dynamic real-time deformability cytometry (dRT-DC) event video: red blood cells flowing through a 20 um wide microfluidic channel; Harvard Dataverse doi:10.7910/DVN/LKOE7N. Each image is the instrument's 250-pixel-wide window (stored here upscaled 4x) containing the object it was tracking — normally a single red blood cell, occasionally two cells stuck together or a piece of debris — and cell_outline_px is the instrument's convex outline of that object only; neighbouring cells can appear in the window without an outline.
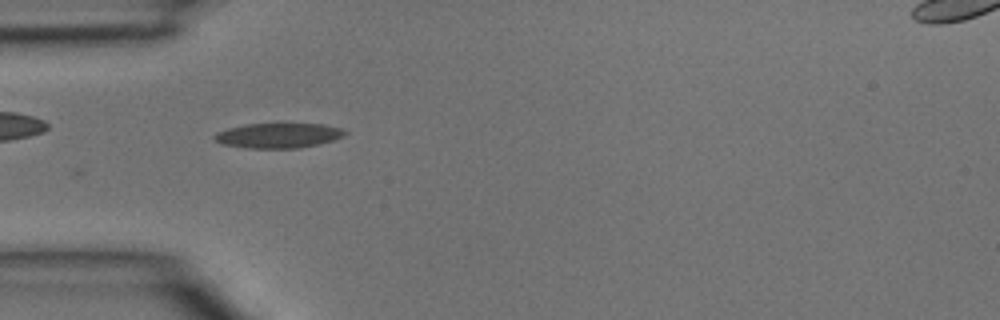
{"species": "common noctule bat (a hibernating species)", "species_latin": "Nyctalus noctula", "temperature_condition": "room temperature", "stored_images_in_passage": 6, "camera_frame_rate_fps": 3000, "um_per_image_px": 0.085, "animal": {"sex": "male", "body_mass_g": 15.6}, "frame": {"image": 1, "passage_image": 5, "time_ms": 1.333, "image_size_px": [1000, 320], "cell_outline_px": [[348, 132], [344, 136], [332, 140], [316, 144], [296, 148], [248, 148], [224, 144], [216, 140], [212, 136], [216, 132], [228, 128], [244, 124], [324, 124], [340, 128]], "centroid_in_image_um": [23.64, 11.51], "position_along_channel_um": 61.4, "area_um2": 18.73}}
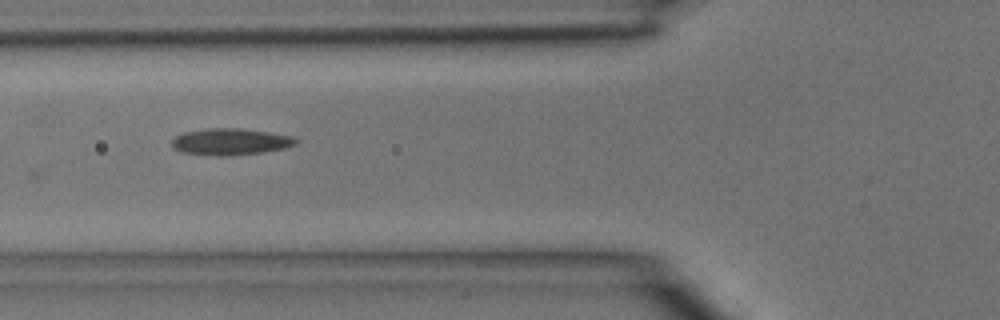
{"frame": {"image": 2, "passage_image": 6, "time_ms": 1.667, "image_size_px": [1000, 320], "cell_outline_px": [[300, 140], [296, 144], [284, 148], [264, 152], [224, 156], [216, 156], [180, 152], [172, 148], [172, 140], [176, 136], [184, 132], [204, 128], [240, 128], [268, 132], [292, 136]], "centroid_in_image_um": [19.57, 12.04], "position_along_channel_um": 106.2, "area_um2": 19.36}}